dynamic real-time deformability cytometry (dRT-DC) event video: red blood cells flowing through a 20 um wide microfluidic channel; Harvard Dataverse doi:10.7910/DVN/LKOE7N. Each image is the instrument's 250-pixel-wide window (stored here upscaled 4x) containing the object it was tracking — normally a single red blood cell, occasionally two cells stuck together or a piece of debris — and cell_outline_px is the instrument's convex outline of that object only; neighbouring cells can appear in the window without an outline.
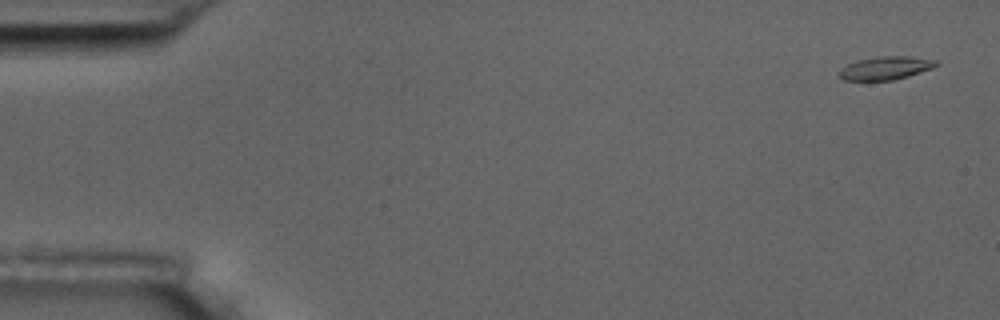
{"species": "common noctule bat (a hibernating species)", "species_latin": "Nyctalus noctula", "temperature_condition": "room temperature", "stored_images_in_passage": 5, "camera_frame_rate_fps": 3000, "um_per_image_px": 0.085, "animal": {"sex": "male", "body_mass_g": 17.5, "forearm_length_mm": 52.3}, "frame": {"image": 1, "passage_image": 1, "time_ms": 0.0, "image_size_px": [1000, 320], "cell_outline_px": [[940, 64], [932, 68], [908, 76], [892, 80], [844, 80], [836, 72], [840, 68], [856, 60], [880, 56], [908, 56], [936, 60]], "centroid_in_image_um": [75.25, 5.78], "position_along_channel_um": 9.8, "area_um2": 13.12}}
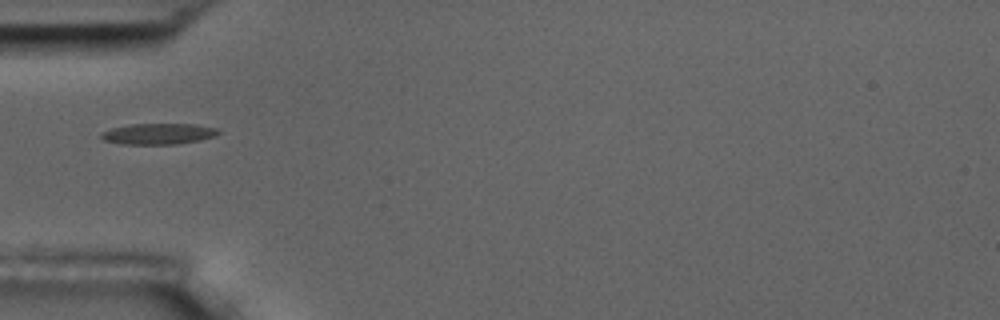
{"frame": {"image": 2, "passage_image": 5, "time_ms": 5.333, "image_size_px": [1000, 320], "cell_outline_px": [[220, 132], [216, 136], [200, 140], [176, 144], [120, 144], [104, 140], [100, 136], [100, 132], [112, 128], [128, 124], [196, 124], [220, 128]], "centroid_in_image_um": [13.48, 11.37], "position_along_channel_um": 71.5, "area_um2": 14.51}}